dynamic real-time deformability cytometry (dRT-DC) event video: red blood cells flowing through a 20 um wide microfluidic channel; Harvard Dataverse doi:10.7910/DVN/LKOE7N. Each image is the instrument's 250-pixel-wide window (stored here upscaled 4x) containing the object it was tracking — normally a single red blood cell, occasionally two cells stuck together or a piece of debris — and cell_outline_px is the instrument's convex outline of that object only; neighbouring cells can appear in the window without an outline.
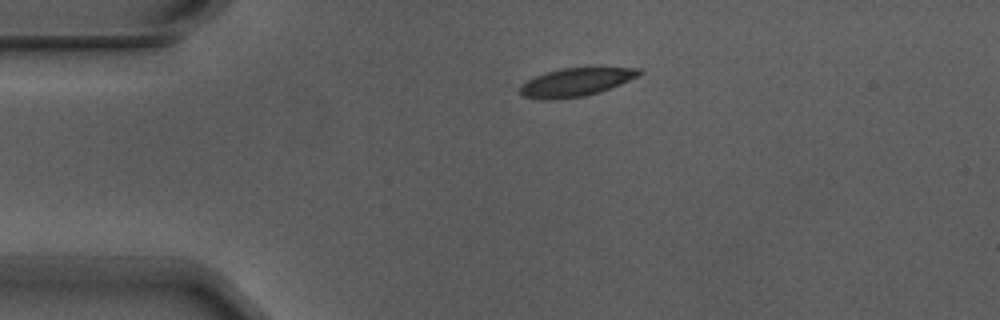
{"species": "Egyptian fruit bat (a non-hibernating species)", "species_latin": "Rousettus aegyptiacus", "temperature_condition": "warm", "stored_images_in_passage": 2, "camera_frame_rate_fps": 3000, "um_per_image_px": 0.085, "animal": {"sex": "male"}, "frame": {"image": 1, "passage_image": 1, "time_ms": 0.0, "image_size_px": [1000, 320], "cell_outline_px": [[644, 72], [640, 76], [600, 92], [584, 96], [544, 100], [540, 100], [524, 96], [520, 92], [520, 84], [536, 76], [560, 68], [640, 68]], "centroid_in_image_um": [48.97, 6.98], "position_along_channel_um": 36.0, "area_um2": 19.48}}